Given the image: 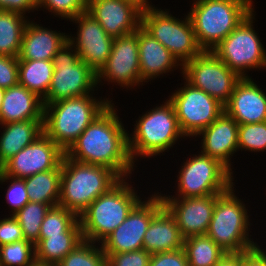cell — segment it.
<instances>
[{
    "mask_svg": "<svg viewBox=\"0 0 266 266\" xmlns=\"http://www.w3.org/2000/svg\"><path fill=\"white\" fill-rule=\"evenodd\" d=\"M254 10L212 52L241 78L251 68L266 67V50L253 27ZM246 69V70H245Z\"/></svg>",
    "mask_w": 266,
    "mask_h": 266,
    "instance_id": "cell-10",
    "label": "cell"
},
{
    "mask_svg": "<svg viewBox=\"0 0 266 266\" xmlns=\"http://www.w3.org/2000/svg\"><path fill=\"white\" fill-rule=\"evenodd\" d=\"M164 207L161 195L139 201L127 218L102 242L104 253H123L143 249V238L152 218Z\"/></svg>",
    "mask_w": 266,
    "mask_h": 266,
    "instance_id": "cell-14",
    "label": "cell"
},
{
    "mask_svg": "<svg viewBox=\"0 0 266 266\" xmlns=\"http://www.w3.org/2000/svg\"><path fill=\"white\" fill-rule=\"evenodd\" d=\"M65 152L45 133L7 160L0 171L7 176L24 179L55 169Z\"/></svg>",
    "mask_w": 266,
    "mask_h": 266,
    "instance_id": "cell-16",
    "label": "cell"
},
{
    "mask_svg": "<svg viewBox=\"0 0 266 266\" xmlns=\"http://www.w3.org/2000/svg\"><path fill=\"white\" fill-rule=\"evenodd\" d=\"M68 36L28 20L18 60H53L57 51L68 41Z\"/></svg>",
    "mask_w": 266,
    "mask_h": 266,
    "instance_id": "cell-22",
    "label": "cell"
},
{
    "mask_svg": "<svg viewBox=\"0 0 266 266\" xmlns=\"http://www.w3.org/2000/svg\"><path fill=\"white\" fill-rule=\"evenodd\" d=\"M231 185L218 194L206 235L227 253H244L259 245L249 238V216Z\"/></svg>",
    "mask_w": 266,
    "mask_h": 266,
    "instance_id": "cell-6",
    "label": "cell"
},
{
    "mask_svg": "<svg viewBox=\"0 0 266 266\" xmlns=\"http://www.w3.org/2000/svg\"><path fill=\"white\" fill-rule=\"evenodd\" d=\"M62 161L53 170L40 172L24 178L27 194L31 202L57 206L60 198V177Z\"/></svg>",
    "mask_w": 266,
    "mask_h": 266,
    "instance_id": "cell-28",
    "label": "cell"
},
{
    "mask_svg": "<svg viewBox=\"0 0 266 266\" xmlns=\"http://www.w3.org/2000/svg\"><path fill=\"white\" fill-rule=\"evenodd\" d=\"M121 178L106 193L95 199L78 217L83 240L102 242L127 218L142 199Z\"/></svg>",
    "mask_w": 266,
    "mask_h": 266,
    "instance_id": "cell-5",
    "label": "cell"
},
{
    "mask_svg": "<svg viewBox=\"0 0 266 266\" xmlns=\"http://www.w3.org/2000/svg\"><path fill=\"white\" fill-rule=\"evenodd\" d=\"M105 255L107 266H149L151 258V254L144 249Z\"/></svg>",
    "mask_w": 266,
    "mask_h": 266,
    "instance_id": "cell-39",
    "label": "cell"
},
{
    "mask_svg": "<svg viewBox=\"0 0 266 266\" xmlns=\"http://www.w3.org/2000/svg\"><path fill=\"white\" fill-rule=\"evenodd\" d=\"M82 241V230L78 221L68 232L39 238L35 243L36 261L57 266Z\"/></svg>",
    "mask_w": 266,
    "mask_h": 266,
    "instance_id": "cell-27",
    "label": "cell"
},
{
    "mask_svg": "<svg viewBox=\"0 0 266 266\" xmlns=\"http://www.w3.org/2000/svg\"><path fill=\"white\" fill-rule=\"evenodd\" d=\"M36 260L35 244L20 240L0 246V266H30Z\"/></svg>",
    "mask_w": 266,
    "mask_h": 266,
    "instance_id": "cell-35",
    "label": "cell"
},
{
    "mask_svg": "<svg viewBox=\"0 0 266 266\" xmlns=\"http://www.w3.org/2000/svg\"><path fill=\"white\" fill-rule=\"evenodd\" d=\"M27 22L24 14L0 10V55L19 56Z\"/></svg>",
    "mask_w": 266,
    "mask_h": 266,
    "instance_id": "cell-30",
    "label": "cell"
},
{
    "mask_svg": "<svg viewBox=\"0 0 266 266\" xmlns=\"http://www.w3.org/2000/svg\"><path fill=\"white\" fill-rule=\"evenodd\" d=\"M101 78L127 88L141 84L138 29L114 38L109 58L97 73V85Z\"/></svg>",
    "mask_w": 266,
    "mask_h": 266,
    "instance_id": "cell-15",
    "label": "cell"
},
{
    "mask_svg": "<svg viewBox=\"0 0 266 266\" xmlns=\"http://www.w3.org/2000/svg\"><path fill=\"white\" fill-rule=\"evenodd\" d=\"M121 178L111 169L62 158L59 206L78 217L100 195L106 193Z\"/></svg>",
    "mask_w": 266,
    "mask_h": 266,
    "instance_id": "cell-3",
    "label": "cell"
},
{
    "mask_svg": "<svg viewBox=\"0 0 266 266\" xmlns=\"http://www.w3.org/2000/svg\"><path fill=\"white\" fill-rule=\"evenodd\" d=\"M83 240L69 252L57 266H107V258L102 246Z\"/></svg>",
    "mask_w": 266,
    "mask_h": 266,
    "instance_id": "cell-33",
    "label": "cell"
},
{
    "mask_svg": "<svg viewBox=\"0 0 266 266\" xmlns=\"http://www.w3.org/2000/svg\"><path fill=\"white\" fill-rule=\"evenodd\" d=\"M138 50L142 84L143 81L148 82L147 80L165 74L178 65L182 66L167 48L141 26L138 28Z\"/></svg>",
    "mask_w": 266,
    "mask_h": 266,
    "instance_id": "cell-24",
    "label": "cell"
},
{
    "mask_svg": "<svg viewBox=\"0 0 266 266\" xmlns=\"http://www.w3.org/2000/svg\"><path fill=\"white\" fill-rule=\"evenodd\" d=\"M71 21L77 22L79 28L77 37L68 36V41L78 52L79 59L97 74L109 58L114 38L109 36L87 11L72 18Z\"/></svg>",
    "mask_w": 266,
    "mask_h": 266,
    "instance_id": "cell-17",
    "label": "cell"
},
{
    "mask_svg": "<svg viewBox=\"0 0 266 266\" xmlns=\"http://www.w3.org/2000/svg\"><path fill=\"white\" fill-rule=\"evenodd\" d=\"M251 0H201L188 13L197 43L212 51L254 9Z\"/></svg>",
    "mask_w": 266,
    "mask_h": 266,
    "instance_id": "cell-4",
    "label": "cell"
},
{
    "mask_svg": "<svg viewBox=\"0 0 266 266\" xmlns=\"http://www.w3.org/2000/svg\"><path fill=\"white\" fill-rule=\"evenodd\" d=\"M185 83L169 101L174 106L181 132L186 137H196L224 112V105L187 81Z\"/></svg>",
    "mask_w": 266,
    "mask_h": 266,
    "instance_id": "cell-13",
    "label": "cell"
},
{
    "mask_svg": "<svg viewBox=\"0 0 266 266\" xmlns=\"http://www.w3.org/2000/svg\"><path fill=\"white\" fill-rule=\"evenodd\" d=\"M43 114V101L35 93L20 84L5 89L0 107V125L43 119Z\"/></svg>",
    "mask_w": 266,
    "mask_h": 266,
    "instance_id": "cell-23",
    "label": "cell"
},
{
    "mask_svg": "<svg viewBox=\"0 0 266 266\" xmlns=\"http://www.w3.org/2000/svg\"><path fill=\"white\" fill-rule=\"evenodd\" d=\"M112 104L90 123L65 155L80 163L105 166L127 179L134 167L128 147L129 134Z\"/></svg>",
    "mask_w": 266,
    "mask_h": 266,
    "instance_id": "cell-1",
    "label": "cell"
},
{
    "mask_svg": "<svg viewBox=\"0 0 266 266\" xmlns=\"http://www.w3.org/2000/svg\"><path fill=\"white\" fill-rule=\"evenodd\" d=\"M0 136V167L44 133L43 119L10 122L2 125Z\"/></svg>",
    "mask_w": 266,
    "mask_h": 266,
    "instance_id": "cell-26",
    "label": "cell"
},
{
    "mask_svg": "<svg viewBox=\"0 0 266 266\" xmlns=\"http://www.w3.org/2000/svg\"><path fill=\"white\" fill-rule=\"evenodd\" d=\"M72 48L67 41L54 55L52 80L43 104L86 96L97 86V74Z\"/></svg>",
    "mask_w": 266,
    "mask_h": 266,
    "instance_id": "cell-8",
    "label": "cell"
},
{
    "mask_svg": "<svg viewBox=\"0 0 266 266\" xmlns=\"http://www.w3.org/2000/svg\"><path fill=\"white\" fill-rule=\"evenodd\" d=\"M53 70L52 60H19V84L43 100L47 96Z\"/></svg>",
    "mask_w": 266,
    "mask_h": 266,
    "instance_id": "cell-29",
    "label": "cell"
},
{
    "mask_svg": "<svg viewBox=\"0 0 266 266\" xmlns=\"http://www.w3.org/2000/svg\"><path fill=\"white\" fill-rule=\"evenodd\" d=\"M183 249L189 266H215L227 254L207 235L185 238Z\"/></svg>",
    "mask_w": 266,
    "mask_h": 266,
    "instance_id": "cell-31",
    "label": "cell"
},
{
    "mask_svg": "<svg viewBox=\"0 0 266 266\" xmlns=\"http://www.w3.org/2000/svg\"><path fill=\"white\" fill-rule=\"evenodd\" d=\"M78 221V216L65 207L59 205L50 207L42 221L39 238L68 232Z\"/></svg>",
    "mask_w": 266,
    "mask_h": 266,
    "instance_id": "cell-34",
    "label": "cell"
},
{
    "mask_svg": "<svg viewBox=\"0 0 266 266\" xmlns=\"http://www.w3.org/2000/svg\"><path fill=\"white\" fill-rule=\"evenodd\" d=\"M110 104V100L99 101L91 94L43 104L44 133L66 152Z\"/></svg>",
    "mask_w": 266,
    "mask_h": 266,
    "instance_id": "cell-2",
    "label": "cell"
},
{
    "mask_svg": "<svg viewBox=\"0 0 266 266\" xmlns=\"http://www.w3.org/2000/svg\"><path fill=\"white\" fill-rule=\"evenodd\" d=\"M30 266H55V265H51V264H47V263H42L39 261H34Z\"/></svg>",
    "mask_w": 266,
    "mask_h": 266,
    "instance_id": "cell-47",
    "label": "cell"
},
{
    "mask_svg": "<svg viewBox=\"0 0 266 266\" xmlns=\"http://www.w3.org/2000/svg\"><path fill=\"white\" fill-rule=\"evenodd\" d=\"M215 266H241V253H227Z\"/></svg>",
    "mask_w": 266,
    "mask_h": 266,
    "instance_id": "cell-45",
    "label": "cell"
},
{
    "mask_svg": "<svg viewBox=\"0 0 266 266\" xmlns=\"http://www.w3.org/2000/svg\"><path fill=\"white\" fill-rule=\"evenodd\" d=\"M233 174L217 159L203 153L193 155L184 162L178 177L179 193L175 198H192L218 195L234 181Z\"/></svg>",
    "mask_w": 266,
    "mask_h": 266,
    "instance_id": "cell-11",
    "label": "cell"
},
{
    "mask_svg": "<svg viewBox=\"0 0 266 266\" xmlns=\"http://www.w3.org/2000/svg\"><path fill=\"white\" fill-rule=\"evenodd\" d=\"M38 9L37 0H0V10L25 14L26 11Z\"/></svg>",
    "mask_w": 266,
    "mask_h": 266,
    "instance_id": "cell-43",
    "label": "cell"
},
{
    "mask_svg": "<svg viewBox=\"0 0 266 266\" xmlns=\"http://www.w3.org/2000/svg\"><path fill=\"white\" fill-rule=\"evenodd\" d=\"M23 239L22 228L14 216L0 219V246Z\"/></svg>",
    "mask_w": 266,
    "mask_h": 266,
    "instance_id": "cell-41",
    "label": "cell"
},
{
    "mask_svg": "<svg viewBox=\"0 0 266 266\" xmlns=\"http://www.w3.org/2000/svg\"><path fill=\"white\" fill-rule=\"evenodd\" d=\"M4 91H5V89L0 88V107H1V103H2L3 97H4Z\"/></svg>",
    "mask_w": 266,
    "mask_h": 266,
    "instance_id": "cell-48",
    "label": "cell"
},
{
    "mask_svg": "<svg viewBox=\"0 0 266 266\" xmlns=\"http://www.w3.org/2000/svg\"><path fill=\"white\" fill-rule=\"evenodd\" d=\"M37 6L49 12L71 20L80 13L87 11V0H37Z\"/></svg>",
    "mask_w": 266,
    "mask_h": 266,
    "instance_id": "cell-37",
    "label": "cell"
},
{
    "mask_svg": "<svg viewBox=\"0 0 266 266\" xmlns=\"http://www.w3.org/2000/svg\"><path fill=\"white\" fill-rule=\"evenodd\" d=\"M224 111L238 125L265 122L266 94L251 78H241L224 106Z\"/></svg>",
    "mask_w": 266,
    "mask_h": 266,
    "instance_id": "cell-20",
    "label": "cell"
},
{
    "mask_svg": "<svg viewBox=\"0 0 266 266\" xmlns=\"http://www.w3.org/2000/svg\"><path fill=\"white\" fill-rule=\"evenodd\" d=\"M10 181V186L7 189L6 192V199L7 203L11 206V212L14 215L16 214L20 209H22L30 200L27 194V188L24 179L21 178H14L11 176L4 175L0 171V182H5L6 180Z\"/></svg>",
    "mask_w": 266,
    "mask_h": 266,
    "instance_id": "cell-38",
    "label": "cell"
},
{
    "mask_svg": "<svg viewBox=\"0 0 266 266\" xmlns=\"http://www.w3.org/2000/svg\"><path fill=\"white\" fill-rule=\"evenodd\" d=\"M131 4L135 9H137L141 14L148 12L150 9H154L155 6L149 5L148 0H124Z\"/></svg>",
    "mask_w": 266,
    "mask_h": 266,
    "instance_id": "cell-46",
    "label": "cell"
},
{
    "mask_svg": "<svg viewBox=\"0 0 266 266\" xmlns=\"http://www.w3.org/2000/svg\"><path fill=\"white\" fill-rule=\"evenodd\" d=\"M18 57L0 55V88L8 89L19 84Z\"/></svg>",
    "mask_w": 266,
    "mask_h": 266,
    "instance_id": "cell-40",
    "label": "cell"
},
{
    "mask_svg": "<svg viewBox=\"0 0 266 266\" xmlns=\"http://www.w3.org/2000/svg\"><path fill=\"white\" fill-rule=\"evenodd\" d=\"M141 27L167 48L182 66L203 51L197 43L189 15L180 21L168 11L154 8L141 14Z\"/></svg>",
    "mask_w": 266,
    "mask_h": 266,
    "instance_id": "cell-9",
    "label": "cell"
},
{
    "mask_svg": "<svg viewBox=\"0 0 266 266\" xmlns=\"http://www.w3.org/2000/svg\"><path fill=\"white\" fill-rule=\"evenodd\" d=\"M49 209L48 204L29 201L13 215L22 228L25 240L34 244L39 240L41 224Z\"/></svg>",
    "mask_w": 266,
    "mask_h": 266,
    "instance_id": "cell-32",
    "label": "cell"
},
{
    "mask_svg": "<svg viewBox=\"0 0 266 266\" xmlns=\"http://www.w3.org/2000/svg\"><path fill=\"white\" fill-rule=\"evenodd\" d=\"M162 196L164 207L174 217L182 237L206 235L218 195L192 198Z\"/></svg>",
    "mask_w": 266,
    "mask_h": 266,
    "instance_id": "cell-18",
    "label": "cell"
},
{
    "mask_svg": "<svg viewBox=\"0 0 266 266\" xmlns=\"http://www.w3.org/2000/svg\"><path fill=\"white\" fill-rule=\"evenodd\" d=\"M185 81L201 89L224 106L241 77L229 69L212 51H202L182 67Z\"/></svg>",
    "mask_w": 266,
    "mask_h": 266,
    "instance_id": "cell-12",
    "label": "cell"
},
{
    "mask_svg": "<svg viewBox=\"0 0 266 266\" xmlns=\"http://www.w3.org/2000/svg\"><path fill=\"white\" fill-rule=\"evenodd\" d=\"M134 135L128 136V147L133 162L136 156H156L185 137L181 132L173 104L167 101L146 112L136 121ZM138 154V155H137Z\"/></svg>",
    "mask_w": 266,
    "mask_h": 266,
    "instance_id": "cell-7",
    "label": "cell"
},
{
    "mask_svg": "<svg viewBox=\"0 0 266 266\" xmlns=\"http://www.w3.org/2000/svg\"><path fill=\"white\" fill-rule=\"evenodd\" d=\"M87 12L113 38L133 33L141 26V13L124 0H87Z\"/></svg>",
    "mask_w": 266,
    "mask_h": 266,
    "instance_id": "cell-19",
    "label": "cell"
},
{
    "mask_svg": "<svg viewBox=\"0 0 266 266\" xmlns=\"http://www.w3.org/2000/svg\"><path fill=\"white\" fill-rule=\"evenodd\" d=\"M149 266H189L185 250L179 249L151 255Z\"/></svg>",
    "mask_w": 266,
    "mask_h": 266,
    "instance_id": "cell-42",
    "label": "cell"
},
{
    "mask_svg": "<svg viewBox=\"0 0 266 266\" xmlns=\"http://www.w3.org/2000/svg\"><path fill=\"white\" fill-rule=\"evenodd\" d=\"M238 149L254 152L266 150V121L239 125Z\"/></svg>",
    "mask_w": 266,
    "mask_h": 266,
    "instance_id": "cell-36",
    "label": "cell"
},
{
    "mask_svg": "<svg viewBox=\"0 0 266 266\" xmlns=\"http://www.w3.org/2000/svg\"><path fill=\"white\" fill-rule=\"evenodd\" d=\"M259 246L241 253V266H266V252Z\"/></svg>",
    "mask_w": 266,
    "mask_h": 266,
    "instance_id": "cell-44",
    "label": "cell"
},
{
    "mask_svg": "<svg viewBox=\"0 0 266 266\" xmlns=\"http://www.w3.org/2000/svg\"><path fill=\"white\" fill-rule=\"evenodd\" d=\"M238 123L225 111L209 126L197 135H202V151L207 156L217 159L231 173V156L238 151Z\"/></svg>",
    "mask_w": 266,
    "mask_h": 266,
    "instance_id": "cell-21",
    "label": "cell"
},
{
    "mask_svg": "<svg viewBox=\"0 0 266 266\" xmlns=\"http://www.w3.org/2000/svg\"><path fill=\"white\" fill-rule=\"evenodd\" d=\"M184 238L171 213L163 207L151 220L143 238V249L151 255L183 248Z\"/></svg>",
    "mask_w": 266,
    "mask_h": 266,
    "instance_id": "cell-25",
    "label": "cell"
}]
</instances>
